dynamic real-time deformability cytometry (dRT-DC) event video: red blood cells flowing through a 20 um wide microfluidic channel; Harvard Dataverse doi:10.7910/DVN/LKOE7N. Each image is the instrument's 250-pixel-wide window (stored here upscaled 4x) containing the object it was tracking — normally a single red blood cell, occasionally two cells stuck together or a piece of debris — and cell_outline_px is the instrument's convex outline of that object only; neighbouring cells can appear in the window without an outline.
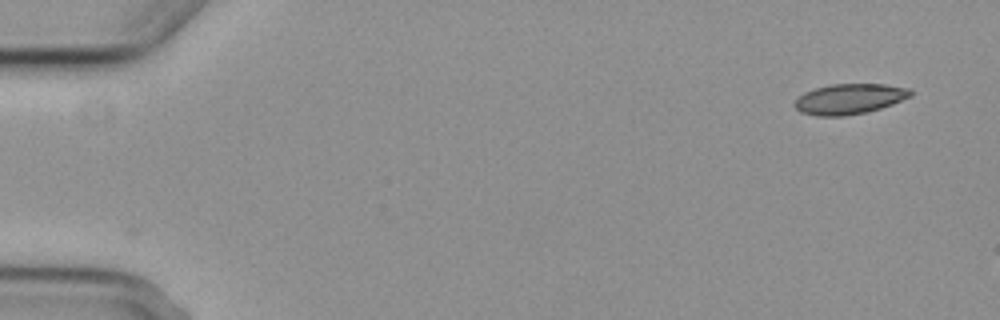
{"species": "common noctule bat (a hibernating species)", "species_latin": "Nyctalus noctula", "temperature_condition": "cold", "stored_images_in_passage": 4, "camera_frame_rate_fps": 3000, "um_per_image_px": 0.085, "animal": {"sex": "female", "body_mass_g": 29.2, "forearm_length_mm": 56.3}, "frame": {"image": 1, "passage_image": 1, "time_ms": 0.0, "image_size_px": [1000, 320], "cell_outline_px": [[912, 96], [892, 104], [868, 112], [844, 116], [816, 116], [800, 112], [792, 104], [804, 92], [816, 88], [832, 84], [884, 84], [912, 88]], "centroid_in_image_um": [72.22, 8.41], "position_along_channel_um": 12.8, "area_um2": 20.63}}